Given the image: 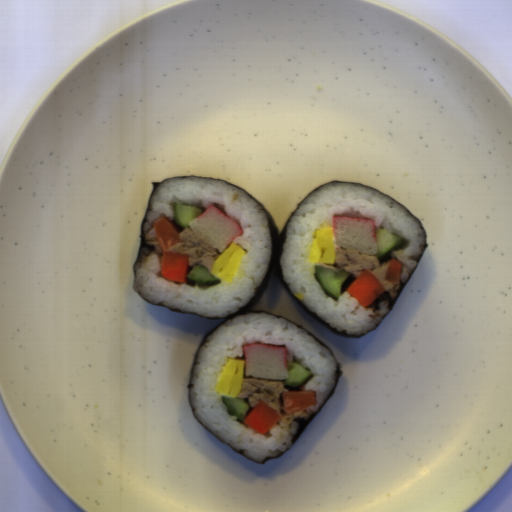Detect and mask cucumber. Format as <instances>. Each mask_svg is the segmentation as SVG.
<instances>
[{"label": "cucumber", "instance_id": "2", "mask_svg": "<svg viewBox=\"0 0 512 512\" xmlns=\"http://www.w3.org/2000/svg\"><path fill=\"white\" fill-rule=\"evenodd\" d=\"M376 256L379 264L392 258V253L405 249L408 242L398 235L383 228L375 230Z\"/></svg>", "mask_w": 512, "mask_h": 512}, {"label": "cucumber", "instance_id": "6", "mask_svg": "<svg viewBox=\"0 0 512 512\" xmlns=\"http://www.w3.org/2000/svg\"><path fill=\"white\" fill-rule=\"evenodd\" d=\"M221 402L226 406V414L237 417L239 423H245V417L252 411L247 399L241 397H221Z\"/></svg>", "mask_w": 512, "mask_h": 512}, {"label": "cucumber", "instance_id": "3", "mask_svg": "<svg viewBox=\"0 0 512 512\" xmlns=\"http://www.w3.org/2000/svg\"><path fill=\"white\" fill-rule=\"evenodd\" d=\"M221 279L212 274L202 264L196 266H189L186 272L185 284L192 286H199L201 288L211 287L221 283Z\"/></svg>", "mask_w": 512, "mask_h": 512}, {"label": "cucumber", "instance_id": "1", "mask_svg": "<svg viewBox=\"0 0 512 512\" xmlns=\"http://www.w3.org/2000/svg\"><path fill=\"white\" fill-rule=\"evenodd\" d=\"M313 265V275L322 291L335 301H337L339 296L344 294L357 278L352 273L343 269L336 271L334 268H327L322 264L313 263Z\"/></svg>", "mask_w": 512, "mask_h": 512}, {"label": "cucumber", "instance_id": "4", "mask_svg": "<svg viewBox=\"0 0 512 512\" xmlns=\"http://www.w3.org/2000/svg\"><path fill=\"white\" fill-rule=\"evenodd\" d=\"M203 214L202 209L193 205L174 203L173 225L177 231L182 233L190 229V222Z\"/></svg>", "mask_w": 512, "mask_h": 512}, {"label": "cucumber", "instance_id": "5", "mask_svg": "<svg viewBox=\"0 0 512 512\" xmlns=\"http://www.w3.org/2000/svg\"><path fill=\"white\" fill-rule=\"evenodd\" d=\"M288 370V379L283 382L284 389L287 390H297L305 385H307L310 380L314 377L313 373L308 371L302 364L299 363H289Z\"/></svg>", "mask_w": 512, "mask_h": 512}]
</instances>
